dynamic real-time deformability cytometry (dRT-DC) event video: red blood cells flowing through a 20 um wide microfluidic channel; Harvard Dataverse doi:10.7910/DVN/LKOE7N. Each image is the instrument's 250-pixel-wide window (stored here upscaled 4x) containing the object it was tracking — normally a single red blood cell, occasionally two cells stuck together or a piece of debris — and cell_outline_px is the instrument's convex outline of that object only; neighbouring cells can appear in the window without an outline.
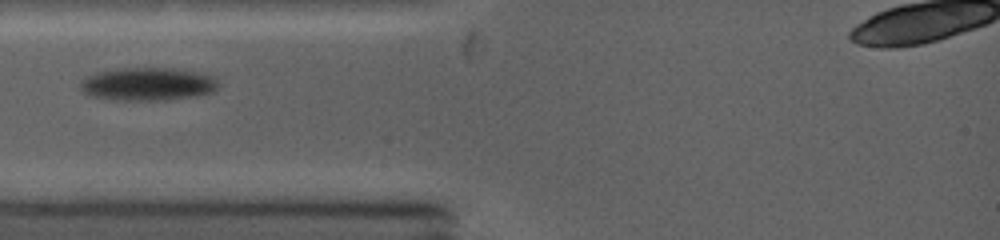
{"species": "common noctule bat (a hibernating species)", "species_latin": "Nyctalus noctula", "temperature_condition": "warm", "stored_images_in_passage": 53, "segment_of_instrument_passage": [1, 2], "camera_frame_rate_fps": 5000, "um_per_image_px": 0.085, "animal": {"sex": "female", "body_mass_g": 19.0, "forearm_length_mm": 53.3}, "frame": {"image": 1, "passage_image": 1, "time_ms": 0.0, "image_size_px": [1000, 240], "cell_outline_px": [[216, 88], [208, 92], [164, 100], [124, 100], [96, 96], [88, 92], [84, 88], [84, 80], [100, 72], [124, 68], [168, 68], [192, 72], [208, 76], [216, 84]], "centroid_in_image_um": [12.56, 7.14], "position_along_channel_um": 72.4, "area_um2": 24.62}}
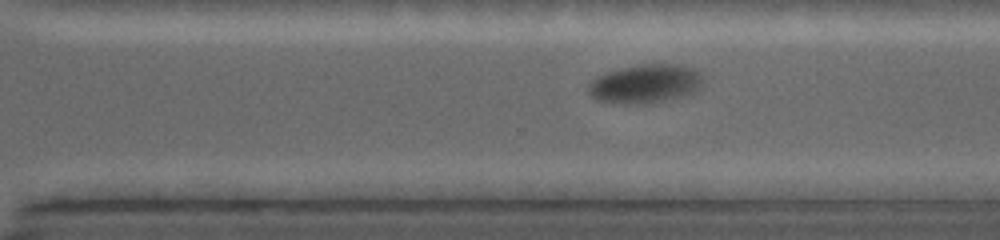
{"frame": {"image": 2, "passage_image": 42, "time_ms": 6.0, "image_size_px": [1000, 240], "cell_outline_px": [[700, 84], [692, 92], [680, 96], [664, 100], [640, 104], [620, 104], [596, 100], [588, 92], [588, 84], [592, 80], [608, 72], [624, 68], [644, 64], [684, 64], [692, 68], [696, 72], [700, 80]], "centroid_in_image_um": [54.78, 7.13], "position_along_channel_um": 315.8, "area_um2": 25.2}}
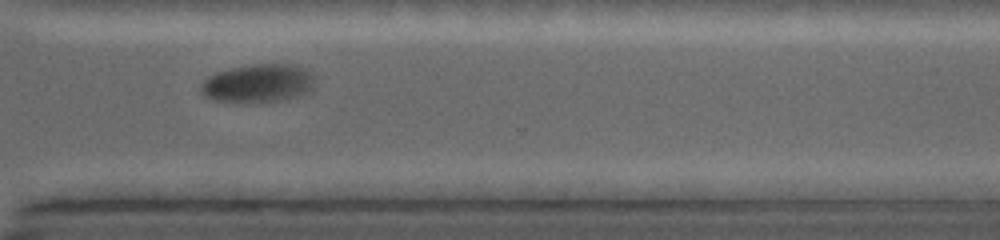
{"frame": {"image": 3, "passage_image": 46, "time_ms": 6.8, "image_size_px": [1000, 240], "cell_outline_px": [[312, 88], [308, 92], [288, 100], [252, 104], [212, 100], [204, 96], [200, 92], [200, 84], [208, 76], [232, 68], [256, 64], [288, 64], [300, 68], [308, 72], [312, 76]], "centroid_in_image_um": [21.88, 7.14], "position_along_channel_um": 348.7, "area_um2": 25.61}}